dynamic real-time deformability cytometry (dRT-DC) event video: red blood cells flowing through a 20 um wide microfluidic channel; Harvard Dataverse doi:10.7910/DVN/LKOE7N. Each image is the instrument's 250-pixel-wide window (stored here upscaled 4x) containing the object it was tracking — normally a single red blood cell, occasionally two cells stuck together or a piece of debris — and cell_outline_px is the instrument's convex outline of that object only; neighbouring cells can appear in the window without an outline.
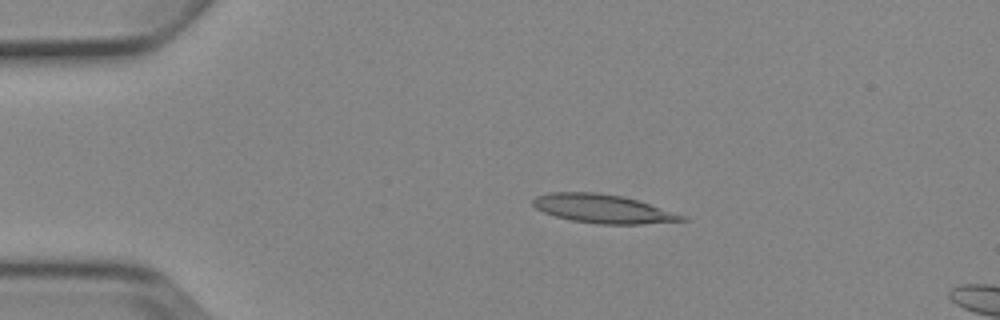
{"species": "Egyptian fruit bat (a non-hibernating species)", "species_latin": "Rousettus aegyptiacus", "temperature_condition": "cold", "stored_images_in_passage": 6, "camera_frame_rate_fps": 3000, "um_per_image_px": 0.085, "animal": {"sex": "female"}, "frame": {"image": 1, "passage_image": 3, "time_ms": 3.333, "image_size_px": [1000, 320], "cell_outline_px": [[688, 220], [640, 224], [596, 224], [572, 220], [556, 216], [544, 212], [536, 208], [532, 204], [532, 200], [536, 196], [548, 192], [596, 192], [624, 196], [688, 216]], "centroid_in_image_um": [51.25, 17.74], "position_along_channel_um": 33.7, "area_um2": 24.91}}
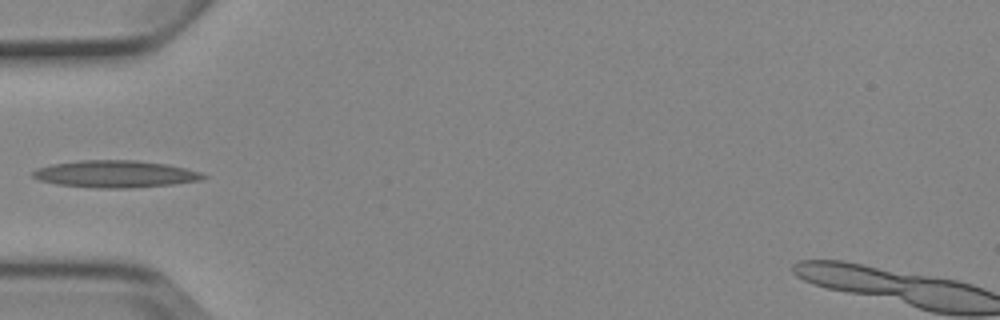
{"frame": {"image": 2, "passage_image": 5, "time_ms": 5.667, "image_size_px": [1000, 320], "cell_outline_px": [[208, 176], [200, 180], [172, 184], [132, 188], [96, 188], [56, 184], [40, 180], [32, 176], [32, 172], [36, 168], [52, 164], [80, 160], [136, 160], [164, 164], [184, 168], [200, 172]], "centroid_in_image_um": [9.77, 14.79], "position_along_channel_um": 75.2, "area_um2": 26.76}}